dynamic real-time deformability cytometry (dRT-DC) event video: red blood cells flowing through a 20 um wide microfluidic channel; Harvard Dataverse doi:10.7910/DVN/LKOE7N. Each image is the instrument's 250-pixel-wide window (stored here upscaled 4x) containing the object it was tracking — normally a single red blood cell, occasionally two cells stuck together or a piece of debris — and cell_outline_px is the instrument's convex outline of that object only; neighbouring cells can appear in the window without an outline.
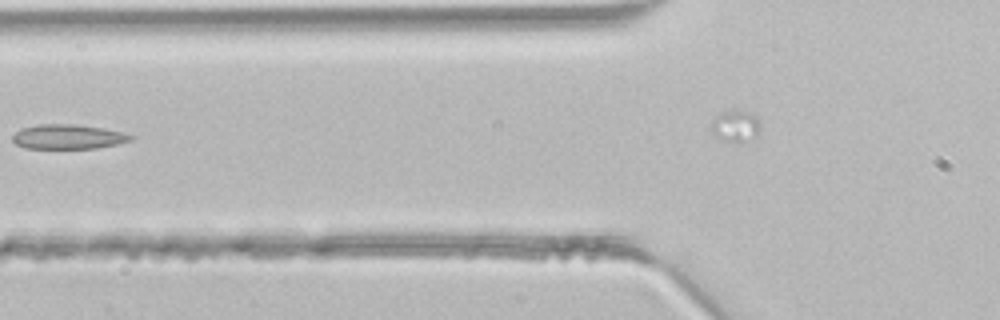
{"species": "common noctule bat (a hibernating species)", "species_latin": "Nyctalus noctula", "temperature_condition": "room temperature", "stored_images_in_passage": 5, "camera_frame_rate_fps": 3000, "um_per_image_px": 0.085, "animal": {"sex": "male", "body_mass_g": 21.5, "forearm_length_mm": 52.0}, "frame": {"image": 1, "passage_image": 4, "time_ms": 1.0, "image_size_px": [1000, 320], "cell_outline_px": [[136, 136], [132, 140], [120, 144], [96, 148], [24, 148], [16, 144], [12, 140], [12, 136], [20, 128], [40, 124], [76, 124], [124, 132]], "centroid_in_image_um": [5.81, 11.62], "position_along_channel_um": 120.0, "area_um2": 17.05}}